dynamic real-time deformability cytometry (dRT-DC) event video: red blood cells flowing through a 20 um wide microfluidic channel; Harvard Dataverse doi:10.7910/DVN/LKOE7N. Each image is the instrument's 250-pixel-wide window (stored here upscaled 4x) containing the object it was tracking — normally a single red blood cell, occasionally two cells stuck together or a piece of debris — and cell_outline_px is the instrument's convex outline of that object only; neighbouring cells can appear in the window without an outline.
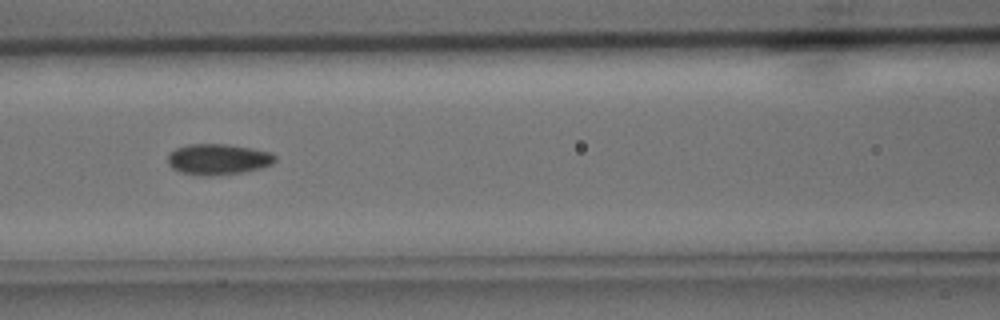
{"species": "common noctule bat (a hibernating species)", "species_latin": "Nyctalus noctula", "temperature_condition": "cold", "stored_images_in_passage": 6, "camera_frame_rate_fps": 3000, "um_per_image_px": 0.085, "animal": {"sex": "male", "body_mass_g": 15.6}, "frame": {"image": 1, "passage_image": 6, "time_ms": 1.667, "image_size_px": [1000, 320], "cell_outline_px": [[276, 160], [272, 164], [260, 168], [244, 172], [208, 176], [200, 176], [180, 172], [172, 168], [168, 164], [168, 152], [176, 148], [188, 144], [224, 144], [252, 148], [272, 152], [276, 156]], "centroid_in_image_um": [18.52, 13.54], "position_along_channel_um": 148.1, "area_um2": 19.48}}